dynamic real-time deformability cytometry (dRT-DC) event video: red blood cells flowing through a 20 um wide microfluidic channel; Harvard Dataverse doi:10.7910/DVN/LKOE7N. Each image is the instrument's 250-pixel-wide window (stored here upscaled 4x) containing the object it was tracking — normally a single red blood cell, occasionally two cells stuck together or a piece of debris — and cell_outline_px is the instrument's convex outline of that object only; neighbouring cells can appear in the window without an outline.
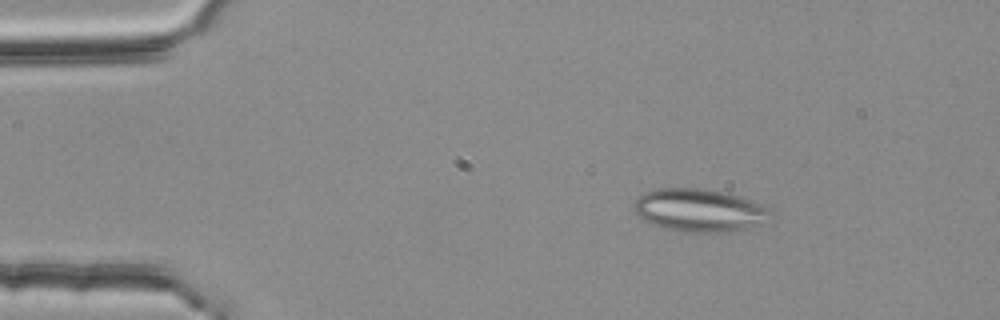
{"species": "common noctule bat (a hibernating species)", "species_latin": "Nyctalus noctula", "temperature_condition": "room temperature", "stored_images_in_passage": 47, "segment_of_instrument_passage": [1, 2], "camera_frame_rate_fps": 3000, "um_per_image_px": 0.085, "animal": {"sex": "female", "body_mass_g": 25.1}, "frame": {"image": 1, "passage_image": 2, "time_ms": 0.333, "image_size_px": [1000, 320], "cell_outline_px": [[764, 224], [744, 228], [712, 232], [684, 232], [664, 228], [640, 216], [632, 208], [632, 204], [644, 192], [656, 188], [696, 188], [728, 192], [764, 204]], "centroid_in_image_um": [59.37, 17.84], "position_along_channel_um": 25.6, "area_um2": 33.35}}